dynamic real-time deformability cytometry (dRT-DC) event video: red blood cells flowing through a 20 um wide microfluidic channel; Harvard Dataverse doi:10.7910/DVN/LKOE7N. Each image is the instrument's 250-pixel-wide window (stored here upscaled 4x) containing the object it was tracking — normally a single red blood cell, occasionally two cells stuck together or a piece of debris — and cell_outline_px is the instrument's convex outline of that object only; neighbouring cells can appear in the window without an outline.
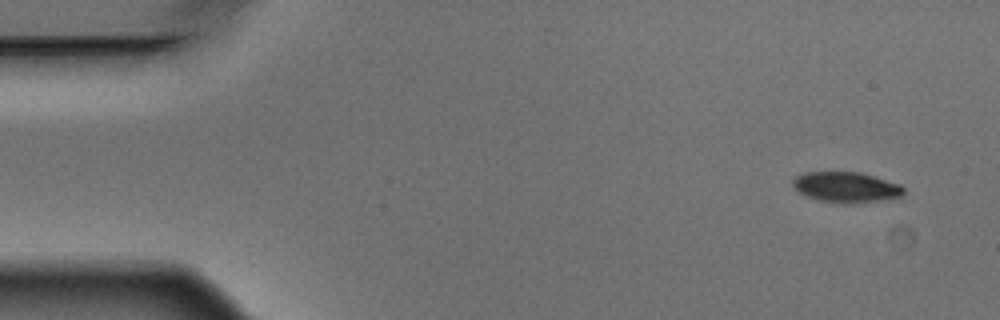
{"species": "Egyptian fruit bat (a non-hibernating species)", "species_latin": "Rousettus aegyptiacus", "temperature_condition": "warm", "stored_images_in_passage": 4, "camera_frame_rate_fps": 3000, "um_per_image_px": 0.085, "animal": {"sex": "male"}, "frame": {"image": 1, "passage_image": 1, "time_ms": 0.0, "image_size_px": [1000, 320], "cell_outline_px": [[904, 192], [900, 196], [852, 204], [844, 204], [820, 200], [804, 196], [792, 184], [792, 180], [796, 176], [804, 172], [860, 172], [900, 184], [904, 188]], "centroid_in_image_um": [71.88, 15.9], "position_along_channel_um": 13.1, "area_um2": 19.54}}
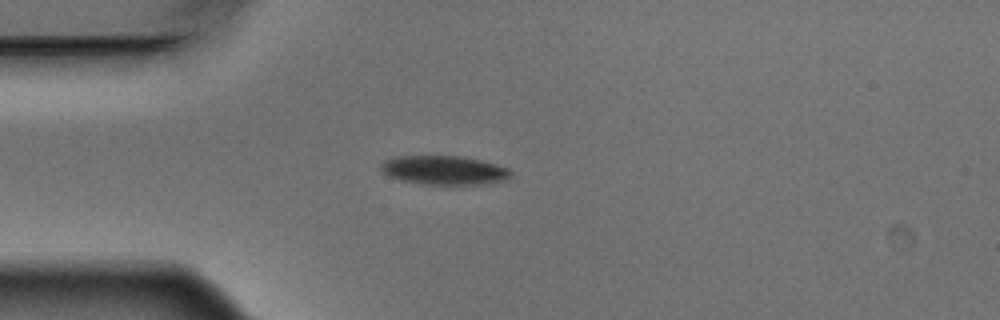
{"frame": {"image": 2, "passage_image": 4, "time_ms": 1.0, "image_size_px": [1000, 320], "cell_outline_px": [[512, 176], [508, 180], [484, 184], [424, 184], [400, 180], [388, 176], [380, 168], [380, 164], [384, 160], [392, 156], [464, 156], [496, 164], [508, 168], [512, 172]], "centroid_in_image_um": [37.76, 14.46], "position_along_channel_um": 47.2, "area_um2": 22.14}}